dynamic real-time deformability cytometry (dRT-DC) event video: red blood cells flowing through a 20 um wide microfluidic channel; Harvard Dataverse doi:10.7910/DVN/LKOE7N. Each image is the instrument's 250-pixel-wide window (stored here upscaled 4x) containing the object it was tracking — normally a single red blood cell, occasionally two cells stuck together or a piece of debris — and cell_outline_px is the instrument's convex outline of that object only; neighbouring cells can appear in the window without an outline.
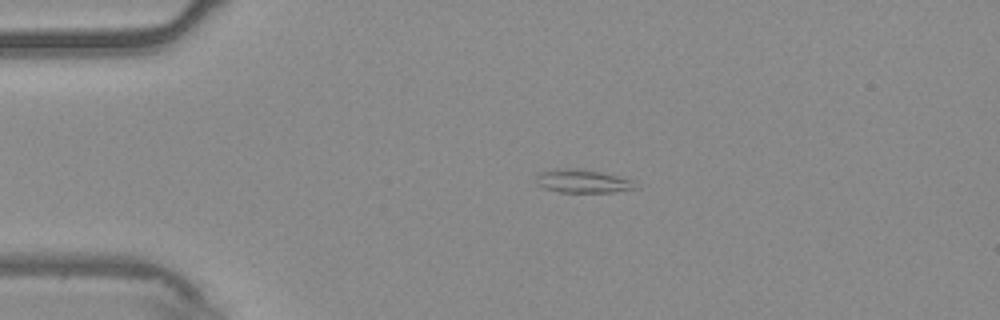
{"species": "common noctule bat (a hibernating species)", "species_latin": "Nyctalus noctula", "temperature_condition": "warm", "stored_images_in_passage": 44, "camera_frame_rate_fps": 3000, "um_per_image_px": 0.085, "animal": {"sex": "male", "body_mass_g": 20.4}, "frame": {"image": 1, "passage_image": 1, "time_ms": 0.0, "image_size_px": [1000, 320], "cell_outline_px": [[632, 188], [612, 192], [560, 192], [544, 188], [536, 184], [536, 176], [540, 172], [556, 168], [580, 168], [600, 172], [632, 180]], "centroid_in_image_um": [49.39, 15.38], "position_along_channel_um": 35.6, "area_um2": 13.24}}
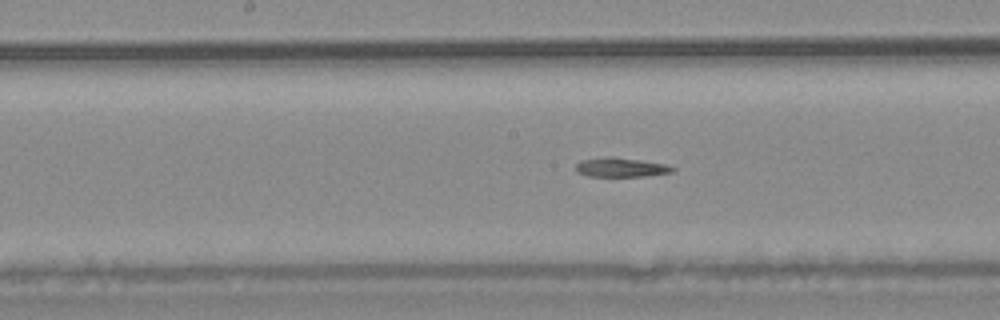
{"frame": {"image": 2, "passage_image": 17, "time_ms": 5.333, "image_size_px": [1000, 320], "cell_outline_px": [[676, 168], [672, 172], [644, 176], [588, 176], [576, 172], [576, 164], [580, 160], [608, 156], [612, 156], [640, 160], [664, 164]], "centroid_in_image_um": [52.73, 14.22], "position_along_channel_um": 195.5, "area_um2": 10.81}}
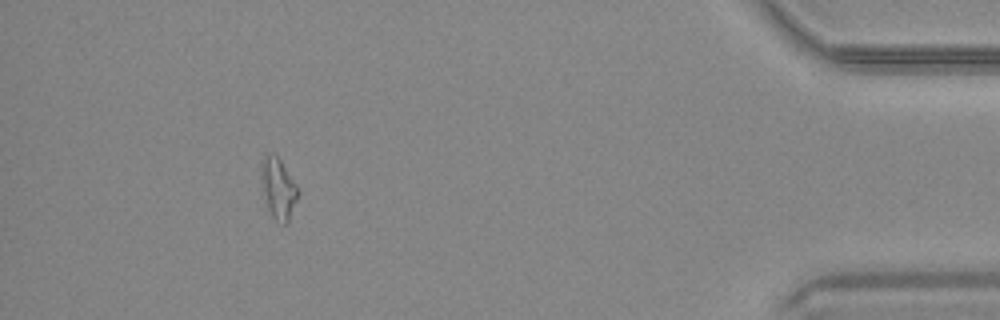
{"frame": {"image": 3, "passage_image": 39, "time_ms": 12.667, "image_size_px": [1000, 320], "cell_outline_px": [[300, 192], [288, 220], [284, 224], [276, 220], [272, 216], [268, 208], [260, 176], [260, 160], [264, 152], [276, 152], [296, 184]], "centroid_in_image_um": [23.62, 15.88], "position_along_channel_um": 411.6, "area_um2": 13.24}}